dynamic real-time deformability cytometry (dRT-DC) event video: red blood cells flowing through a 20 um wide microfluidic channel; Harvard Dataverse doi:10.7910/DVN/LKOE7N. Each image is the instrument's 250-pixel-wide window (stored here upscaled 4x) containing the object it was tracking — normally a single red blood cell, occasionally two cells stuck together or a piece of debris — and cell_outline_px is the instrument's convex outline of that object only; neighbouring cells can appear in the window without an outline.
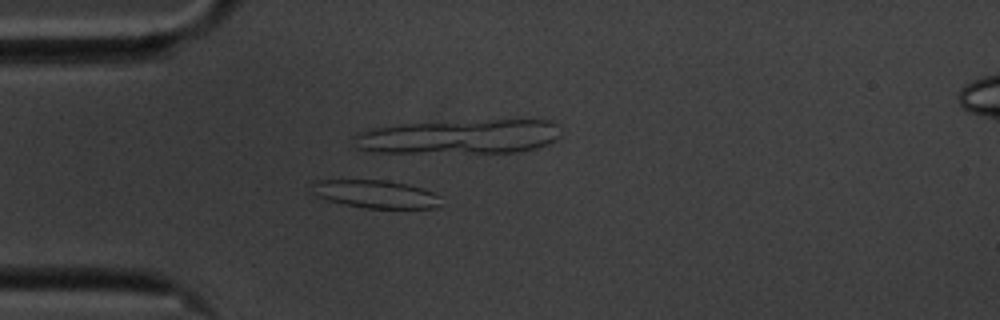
{"species": "common noctule bat (a hibernating species)", "species_latin": "Nyctalus noctula", "temperature_condition": "cold", "stored_images_in_passage": 20, "camera_frame_rate_fps": 3000, "um_per_image_px": 0.085, "animal": {"sex": "male", "body_mass_g": 20.1, "forearm_length_mm": 53.5}, "frame": {"image": 1, "passage_image": 15, "time_ms": 4.667, "image_size_px": [1000, 320], "cell_outline_px": [[444, 204], [436, 208], [364, 208], [344, 204], [328, 200], [316, 196], [312, 192], [312, 180], [388, 180], [408, 184], [424, 188], [440, 196]], "centroid_in_image_um": [31.96, 16.49], "position_along_channel_um": 53.0, "area_um2": 21.39}}